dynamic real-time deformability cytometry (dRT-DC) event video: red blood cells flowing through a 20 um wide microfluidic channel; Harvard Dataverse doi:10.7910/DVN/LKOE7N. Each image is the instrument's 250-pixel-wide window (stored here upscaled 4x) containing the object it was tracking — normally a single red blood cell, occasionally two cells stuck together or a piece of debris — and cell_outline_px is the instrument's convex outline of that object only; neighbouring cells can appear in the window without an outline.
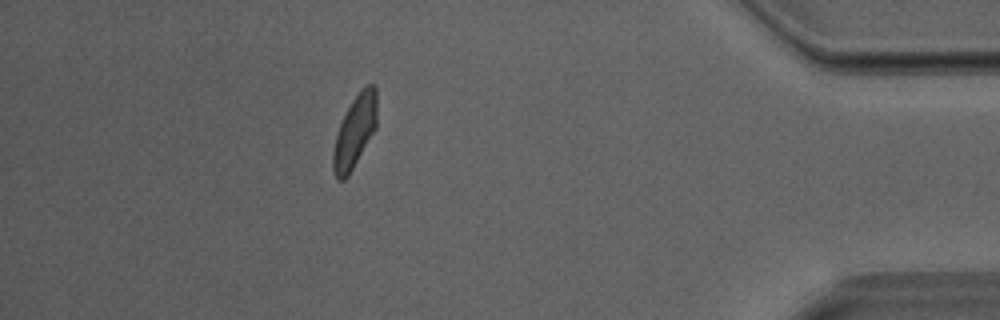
{"species": "Egyptian fruit bat (a non-hibernating species)", "species_latin": "Rousettus aegyptiacus", "temperature_condition": "room temperature", "stored_images_in_passage": 39, "camera_frame_rate_fps": 3000, "um_per_image_px": 0.085, "animal": {"sex": "male"}, "frame": {"image": 1, "passage_image": 39, "time_ms": 12.667, "image_size_px": [1000, 320], "cell_outline_px": [[376, 128], [348, 176], [344, 180], [336, 180], [332, 168], [332, 152], [336, 136], [340, 124], [352, 100], [364, 84], [376, 84]], "centroid_in_image_um": [30.15, 11.18], "position_along_channel_um": 405.1, "area_um2": 18.44}}